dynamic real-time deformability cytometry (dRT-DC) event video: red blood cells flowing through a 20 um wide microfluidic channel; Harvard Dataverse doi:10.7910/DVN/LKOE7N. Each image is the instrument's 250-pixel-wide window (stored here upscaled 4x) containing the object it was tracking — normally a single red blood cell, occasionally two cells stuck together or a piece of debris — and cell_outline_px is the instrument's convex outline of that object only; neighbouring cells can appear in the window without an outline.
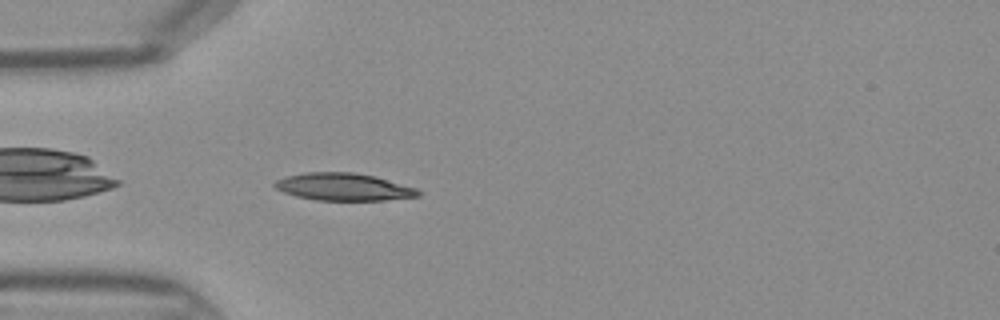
{"species": "Egyptian fruit bat (a non-hibernating species)", "species_latin": "Rousettus aegyptiacus", "temperature_condition": "warm", "stored_images_in_passage": 33, "camera_frame_rate_fps": 3000, "um_per_image_px": 0.085, "frame": {"image": 1, "passage_image": 1, "time_ms": 0.0, "image_size_px": [1000, 320], "cell_outline_px": [[420, 196], [384, 200], [316, 200], [296, 196], [284, 192], [276, 188], [272, 184], [276, 180], [288, 176], [304, 172], [352, 172], [376, 176], [416, 188], [420, 192]], "centroid_in_image_um": [29.2, 15.88], "position_along_channel_um": 55.8, "area_um2": 22.83}}
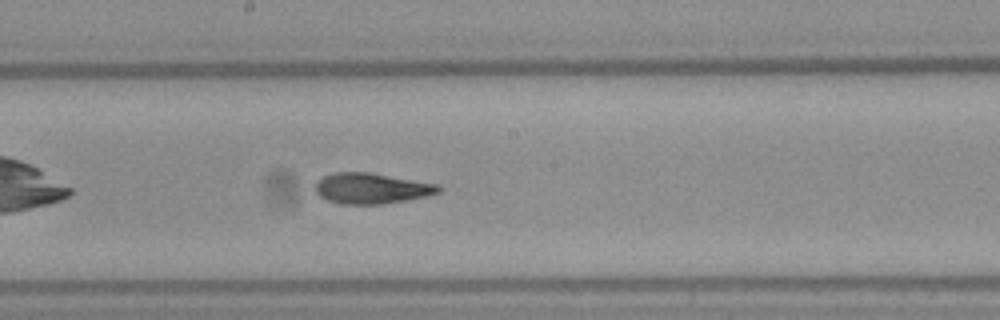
{"frame": {"image": 2, "passage_image": 12, "time_ms": 3.667, "image_size_px": [1000, 320], "cell_outline_px": [[444, 188], [440, 192], [428, 196], [384, 204], [340, 204], [328, 200], [320, 196], [316, 192], [316, 180], [324, 176], [336, 172], [368, 172], [440, 184]], "centroid_in_image_um": [31.62, 16.01], "position_along_channel_um": 216.6, "area_um2": 22.2}}
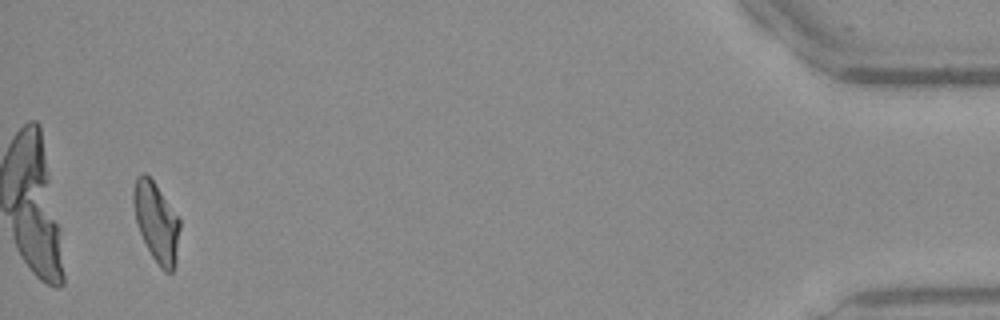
{"frame": {"image": 3, "passage_image": 31, "time_ms": 10.0, "image_size_px": [1000, 320], "cell_outline_px": [[180, 228], [176, 264], [172, 272], [164, 272], [160, 268], [152, 256], [140, 232], [136, 220], [132, 204], [132, 192], [136, 176], [140, 172], [144, 172], [156, 184], [180, 220]], "centroid_in_image_um": [13.28, 18.87], "position_along_channel_um": 421.9, "area_um2": 21.56}}